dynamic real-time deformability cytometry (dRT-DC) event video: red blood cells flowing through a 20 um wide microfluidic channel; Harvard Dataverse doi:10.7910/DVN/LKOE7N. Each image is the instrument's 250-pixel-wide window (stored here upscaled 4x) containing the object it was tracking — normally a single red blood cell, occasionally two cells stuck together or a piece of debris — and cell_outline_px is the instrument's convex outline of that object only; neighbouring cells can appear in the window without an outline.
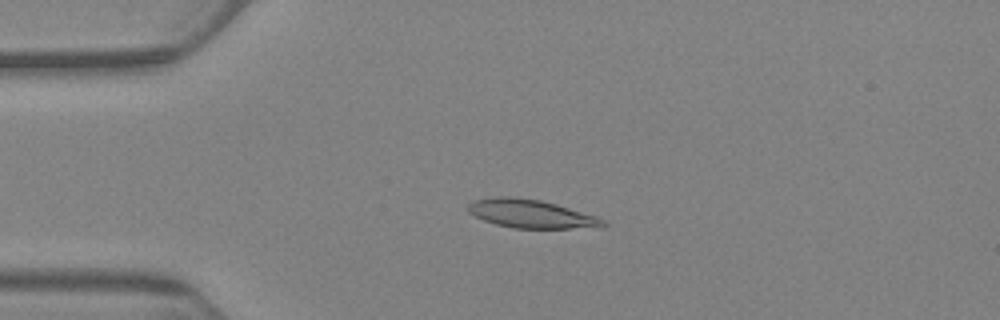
{"species": "Egyptian fruit bat (a non-hibernating species)", "species_latin": "Rousettus aegyptiacus", "temperature_condition": "warm", "stored_images_in_passage": 5, "camera_frame_rate_fps": 3000, "um_per_image_px": 0.085, "animal": {"sex": "female"}, "frame": {"image": 1, "passage_image": 4, "time_ms": 4.333, "image_size_px": [1000, 320], "cell_outline_px": [[608, 224], [604, 228], [512, 228], [496, 224], [484, 220], [468, 212], [468, 204], [472, 200], [496, 196], [512, 196], [540, 200], [556, 204], [596, 216], [604, 220]], "centroid_in_image_um": [45.16, 18.17], "position_along_channel_um": 39.8, "area_um2": 22.48}}